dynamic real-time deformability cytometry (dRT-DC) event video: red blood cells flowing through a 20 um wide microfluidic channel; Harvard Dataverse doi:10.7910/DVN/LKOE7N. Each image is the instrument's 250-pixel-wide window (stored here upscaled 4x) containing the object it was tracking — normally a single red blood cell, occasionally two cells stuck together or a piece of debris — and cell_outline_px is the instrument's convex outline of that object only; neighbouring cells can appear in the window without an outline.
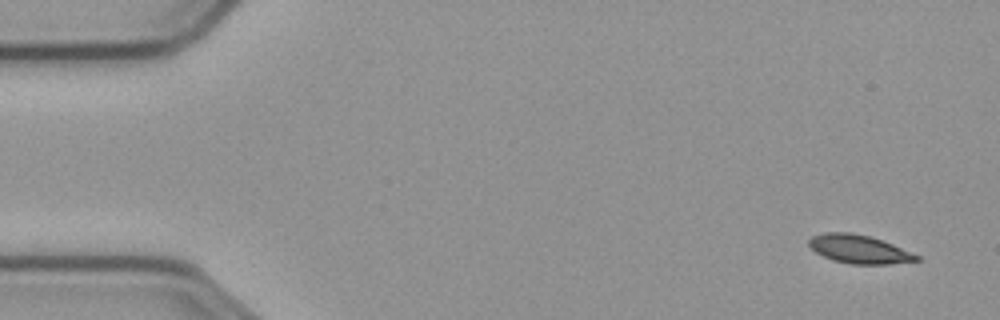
{"species": "common noctule bat (a hibernating species)", "species_latin": "Nyctalus noctula", "temperature_condition": "cold", "stored_images_in_passage": 55, "camera_frame_rate_fps": 3000, "um_per_image_px": 0.085, "animal": {"sex": "male", "body_mass_g": 23.1, "forearm_length_mm": 52.7}, "frame": {"image": 1, "passage_image": 1, "time_ms": 0.0, "image_size_px": [1000, 320], "cell_outline_px": [[920, 260], [888, 264], [852, 264], [832, 260], [816, 252], [808, 244], [808, 240], [812, 236], [824, 232], [848, 232], [868, 236], [892, 244], [920, 256]], "centroid_in_image_um": [73.0, 21.18], "position_along_channel_um": 12.0, "area_um2": 17.63}}
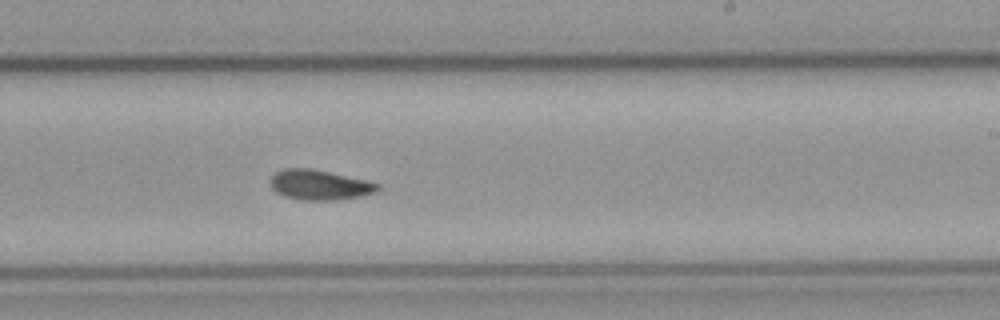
{"frame": {"image": 2, "passage_image": 32, "time_ms": 10.333, "image_size_px": [1000, 320], "cell_outline_px": [[380, 188], [376, 192], [360, 196], [336, 200], [304, 200], [284, 196], [276, 192], [272, 188], [272, 176], [276, 172], [284, 168], [308, 168], [368, 180], [380, 184]], "centroid_in_image_um": [27.19, 15.72], "position_along_channel_um": 261.8, "area_um2": 18.61}}
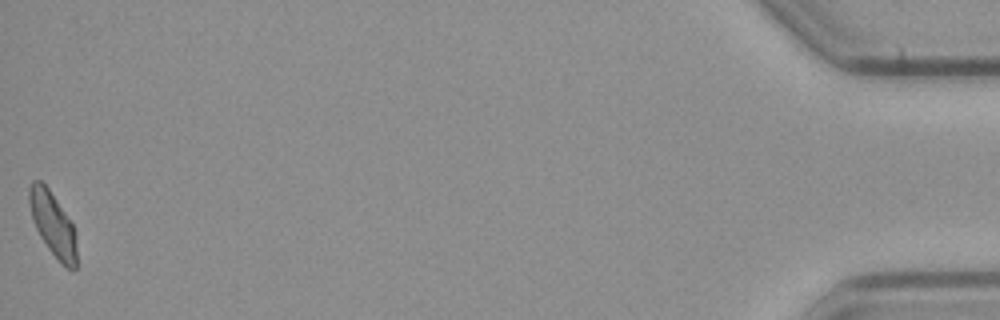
{"frame": {"image": 3, "passage_image": 55, "time_ms": 18.0, "image_size_px": [1000, 320], "cell_outline_px": [[76, 268], [72, 272], [64, 268], [60, 264], [48, 248], [40, 236], [36, 228], [32, 216], [28, 200], [28, 188], [32, 180], [40, 180], [48, 188], [72, 224], [76, 232]], "centroid_in_image_um": [4.5, 19.11], "position_along_channel_um": 430.7, "area_um2": 17.74}, "authors_computed_cell_mechanics": {"area_um2": 18.2648, "velocity_mm_per_s": 3.5889, "shape_relaxation_time_tau1_ms": 4.1663, "shape_relaxation_time_tau2_ms": null, "deformation_change_tau1": 0.1188, "deformation_change_tau2": null}}